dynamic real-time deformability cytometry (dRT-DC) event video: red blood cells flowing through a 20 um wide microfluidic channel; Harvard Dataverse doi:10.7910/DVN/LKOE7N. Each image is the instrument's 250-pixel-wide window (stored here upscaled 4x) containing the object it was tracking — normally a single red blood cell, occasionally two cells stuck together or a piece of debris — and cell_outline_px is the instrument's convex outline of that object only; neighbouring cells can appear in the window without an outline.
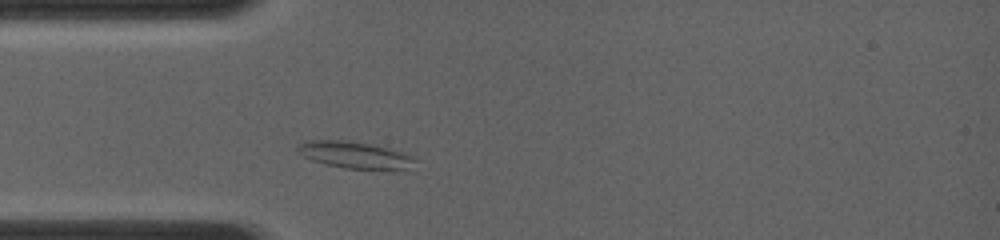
{"species": "common noctule bat (a hibernating species)", "species_latin": "Nyctalus noctula", "temperature_condition": "room temperature", "stored_images_in_passage": 26, "camera_frame_rate_fps": 4000, "um_per_image_px": 0.085, "animal": {"sex": "female", "body_mass_g": 19.0, "forearm_length_mm": 56.7}, "frame": {"image": 1, "passage_image": 4, "time_ms": 1.25, "image_size_px": [1000, 240], "cell_outline_px": [[416, 160], [404, 168], [396, 172], [392, 172], [344, 168], [312, 160], [296, 152], [296, 148], [304, 140], [344, 140], [372, 144], [408, 152]], "centroid_in_image_um": [30.21, 13.19], "position_along_channel_um": 54.8, "area_um2": 18.9}}
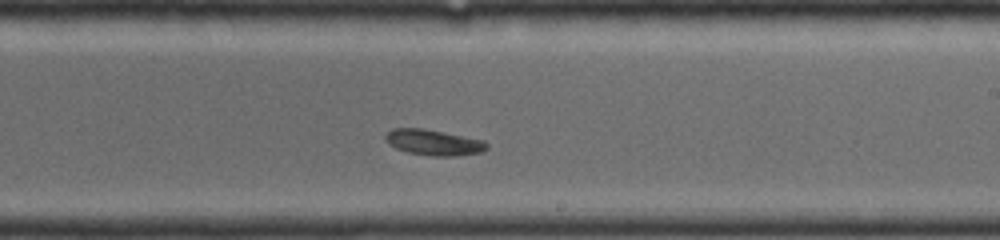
{"frame": {"image": 2, "passage_image": 16, "time_ms": 5.75, "image_size_px": [1000, 240], "cell_outline_px": [[488, 148], [480, 152], [456, 156], [432, 156], [408, 152], [396, 148], [388, 144], [384, 140], [384, 136], [392, 128], [420, 128], [484, 140], [488, 144]], "centroid_in_image_um": [36.83, 12.11], "position_along_channel_um": 252.2, "area_um2": 15.09}}
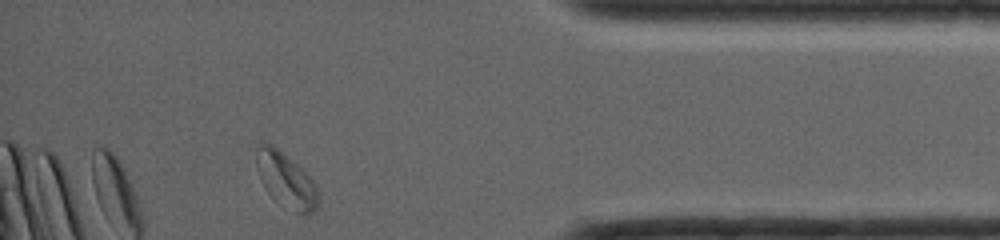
{"frame": {"image": 3, "passage_image": 26, "time_ms": 9.75, "image_size_px": [1000, 240], "cell_outline_px": [[320, 200], [316, 208], [312, 212], [304, 216], [296, 212], [272, 196], [264, 188], [260, 180], [256, 160], [256, 152], [260, 144], [272, 144], [296, 164], [312, 180], [320, 196]], "centroid_in_image_um": [24.32, 15.33], "position_along_channel_um": 410.9, "area_um2": 19.19}}